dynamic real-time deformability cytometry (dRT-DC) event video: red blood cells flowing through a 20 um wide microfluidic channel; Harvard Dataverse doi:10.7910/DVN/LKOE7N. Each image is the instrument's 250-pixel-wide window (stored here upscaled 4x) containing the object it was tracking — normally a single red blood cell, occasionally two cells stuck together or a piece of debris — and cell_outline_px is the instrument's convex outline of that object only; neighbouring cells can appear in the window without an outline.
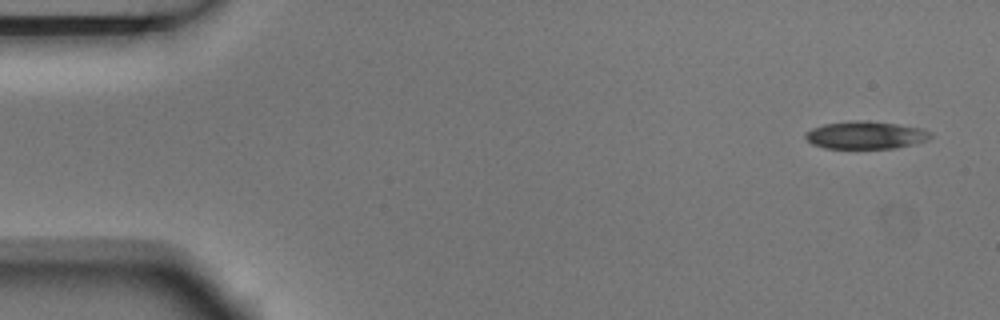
{"species": "Egyptian fruit bat (a non-hibernating species)", "species_latin": "Rousettus aegyptiacus", "temperature_condition": "room temperature", "stored_images_in_passage": 3, "camera_frame_rate_fps": 3000, "um_per_image_px": 0.085, "animal": {"sex": "male"}, "frame": {"image": 1, "passage_image": 1, "time_ms": 0.0, "image_size_px": [1000, 320], "cell_outline_px": [[932, 136], [928, 140], [896, 148], [824, 148], [812, 144], [804, 136], [804, 132], [812, 128], [824, 124], [856, 120], [860, 120], [896, 124], [920, 128], [932, 132]], "centroid_in_image_um": [73.56, 11.49], "position_along_channel_um": 11.4, "area_um2": 20.06}}